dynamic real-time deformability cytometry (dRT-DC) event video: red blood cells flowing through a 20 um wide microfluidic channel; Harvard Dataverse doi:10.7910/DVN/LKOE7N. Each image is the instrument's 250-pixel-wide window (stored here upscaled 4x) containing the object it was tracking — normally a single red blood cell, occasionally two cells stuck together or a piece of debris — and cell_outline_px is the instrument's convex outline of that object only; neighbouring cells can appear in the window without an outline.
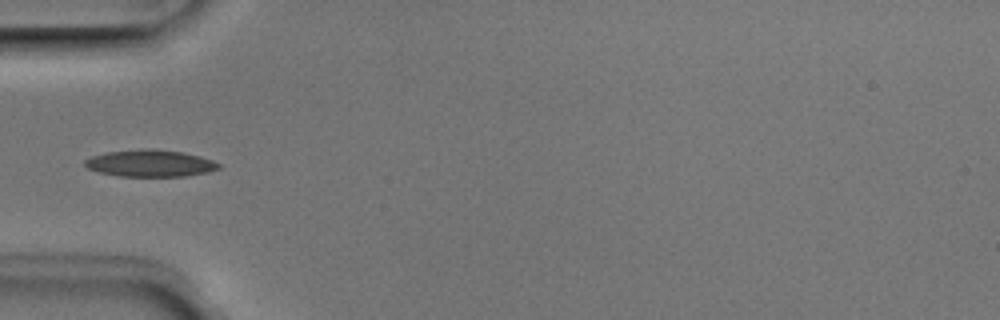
{"species": "Egyptian fruit bat (a non-hibernating species)", "species_latin": "Rousettus aegyptiacus", "temperature_condition": "room temperature", "stored_images_in_passage": 4, "camera_frame_rate_fps": 3000, "um_per_image_px": 0.085, "animal": {"sex": "male"}, "frame": {"image": 1, "passage_image": 4, "time_ms": 1.0, "image_size_px": [1000, 320], "cell_outline_px": [[220, 168], [208, 172], [184, 176], [120, 176], [100, 172], [88, 168], [84, 164], [84, 160], [92, 156], [108, 152], [140, 148], [148, 148], [180, 152], [200, 156], [212, 160], [220, 164]], "centroid_in_image_um": [12.76, 13.87], "position_along_channel_um": 72.2, "area_um2": 20.81}}